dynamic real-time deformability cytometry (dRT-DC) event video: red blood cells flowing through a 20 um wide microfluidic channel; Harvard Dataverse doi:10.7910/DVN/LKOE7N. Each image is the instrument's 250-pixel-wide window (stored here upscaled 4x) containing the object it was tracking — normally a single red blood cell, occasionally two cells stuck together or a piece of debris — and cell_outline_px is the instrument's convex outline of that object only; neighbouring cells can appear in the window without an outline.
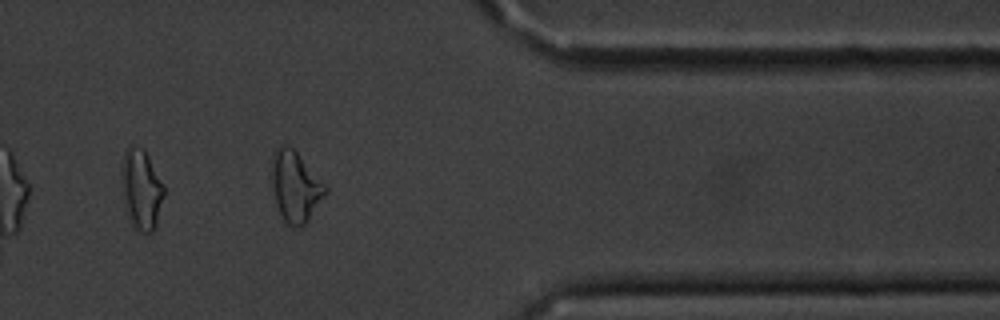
{"species": "common noctule bat (a hibernating species)", "species_latin": "Nyctalus noctula", "temperature_condition": "cold", "stored_images_in_passage": 14, "camera_frame_rate_fps": 3000, "um_per_image_px": 0.085, "animal": {"sex": "male", "body_mass_g": 20.1, "forearm_length_mm": 53.5}, "frame": {"image": 1, "passage_image": 12, "time_ms": 14.667, "image_size_px": [1000, 320], "cell_outline_px": [[328, 192], [308, 220], [300, 228], [292, 228], [284, 220], [280, 212], [276, 200], [272, 184], [272, 156], [276, 148], [280, 144], [288, 144], [296, 152], [328, 188]], "centroid_in_image_um": [25.11, 15.86], "position_along_channel_um": 386.3, "area_um2": 21.79}}